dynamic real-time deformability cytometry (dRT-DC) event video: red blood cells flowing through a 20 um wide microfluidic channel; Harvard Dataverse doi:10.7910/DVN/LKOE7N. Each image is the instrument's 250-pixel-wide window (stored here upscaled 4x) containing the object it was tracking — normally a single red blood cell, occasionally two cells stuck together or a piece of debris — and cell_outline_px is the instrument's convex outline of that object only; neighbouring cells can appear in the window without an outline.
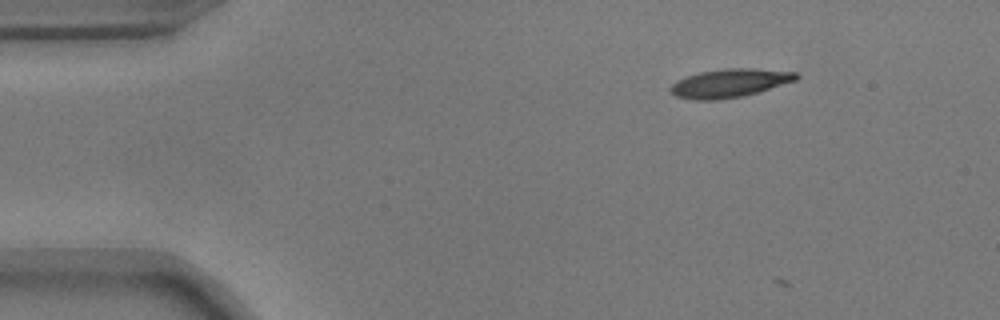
{"species": "common noctule bat (a hibernating species)", "species_latin": "Nyctalus noctula", "temperature_condition": "warm", "stored_images_in_passage": 2, "camera_frame_rate_fps": 3000, "um_per_image_px": 0.085, "animal": {"sex": "male", "body_mass_g": 17.9}, "frame": {"image": 1, "passage_image": 1, "time_ms": 0.0, "image_size_px": [1000, 320], "cell_outline_px": [[800, 76], [796, 80], [744, 96], [716, 100], [692, 100], [676, 96], [668, 92], [668, 88], [676, 80], [700, 72], [724, 68], [756, 68], [796, 72]], "centroid_in_image_um": [61.98, 7.06], "position_along_channel_um": 23.0, "area_um2": 20.98}}